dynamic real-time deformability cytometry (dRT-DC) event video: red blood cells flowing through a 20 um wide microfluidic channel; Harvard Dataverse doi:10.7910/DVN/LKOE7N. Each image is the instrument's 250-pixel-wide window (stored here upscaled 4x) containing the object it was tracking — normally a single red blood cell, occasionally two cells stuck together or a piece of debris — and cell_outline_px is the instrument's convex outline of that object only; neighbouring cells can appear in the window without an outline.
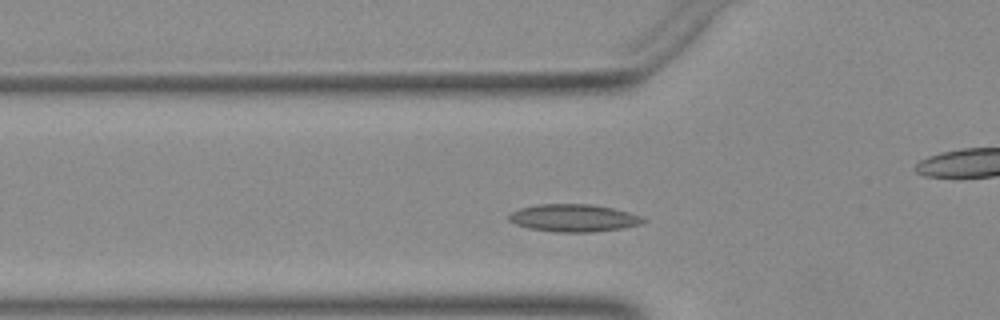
{"species": "Egyptian fruit bat (a non-hibernating species)", "species_latin": "Rousettus aegyptiacus", "temperature_condition": "warm", "stored_images_in_passage": 36, "camera_frame_rate_fps": 3000, "um_per_image_px": 0.085, "animal": {"sex": "female"}, "frame": {"image": 1, "passage_image": 9, "time_ms": 2.667, "image_size_px": [1000, 320], "cell_outline_px": [[648, 220], [644, 224], [624, 228], [592, 232], [556, 232], [528, 228], [516, 224], [508, 220], [508, 216], [512, 212], [520, 208], [540, 204], [592, 204], [612, 208], [628, 212], [640, 216]], "centroid_in_image_um": [48.79, 18.53], "position_along_channel_um": 77.0, "area_um2": 21.62}}
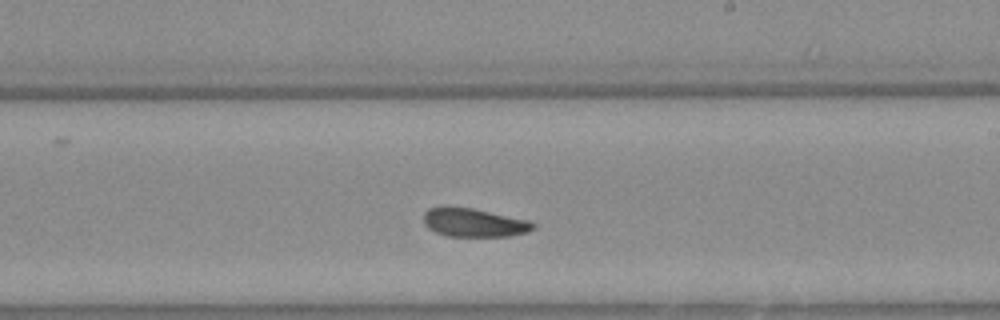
{"frame": {"image": 2, "passage_image": 22, "time_ms": 7.0, "image_size_px": [1000, 320], "cell_outline_px": [[536, 224], [528, 232], [508, 236], [448, 236], [436, 232], [428, 228], [424, 224], [424, 212], [428, 208], [472, 208], [528, 220]], "centroid_in_image_um": [40.29, 18.94], "position_along_channel_um": 248.7, "area_um2": 17.8}}
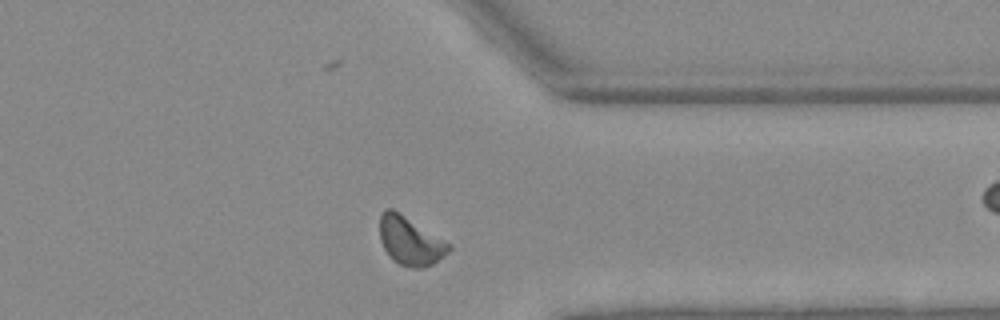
{"frame": {"image": 3, "passage_image": 32, "time_ms": 10.333, "image_size_px": [1000, 320], "cell_outline_px": [[452, 248], [444, 256], [432, 264], [420, 268], [412, 268], [400, 264], [392, 260], [384, 248], [380, 240], [380, 216], [388, 208], [392, 208], [452, 244]], "centroid_in_image_um": [34.88, 20.49], "position_along_channel_um": 376.5, "area_um2": 19.36}}